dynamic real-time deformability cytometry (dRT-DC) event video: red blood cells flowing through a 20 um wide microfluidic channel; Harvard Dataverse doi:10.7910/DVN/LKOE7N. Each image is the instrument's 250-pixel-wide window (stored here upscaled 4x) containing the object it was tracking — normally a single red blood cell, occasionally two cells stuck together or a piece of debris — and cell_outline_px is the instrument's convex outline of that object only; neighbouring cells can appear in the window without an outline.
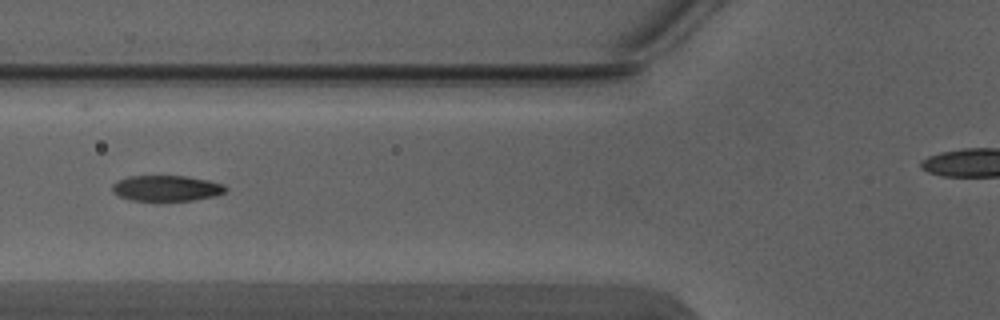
{"species": "Egyptian fruit bat (a non-hibernating species)", "species_latin": "Rousettus aegyptiacus", "temperature_condition": "warm", "stored_images_in_passage": 7, "camera_frame_rate_fps": 3000, "um_per_image_px": 0.085, "animal": {"sex": "male"}, "frame": {"image": 1, "passage_image": 3, "time_ms": 0.667, "image_size_px": [1000, 320], "cell_outline_px": [[228, 188], [224, 192], [216, 196], [196, 200], [128, 200], [112, 192], [112, 184], [116, 180], [128, 176], [188, 176], [208, 180], [224, 184]], "centroid_in_image_um": [14.15, 15.99], "position_along_channel_um": 111.6, "area_um2": 17.11}}
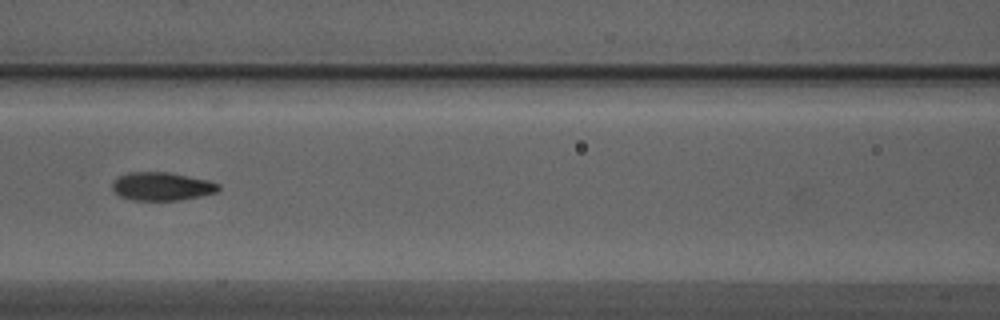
{"frame": {"image": 2, "passage_image": 4, "time_ms": 1.0, "image_size_px": [1000, 320], "cell_outline_px": [[220, 188], [216, 192], [200, 196], [180, 200], [132, 200], [120, 196], [112, 188], [112, 184], [116, 176], [128, 172], [168, 172], [208, 180], [220, 184]], "centroid_in_image_um": [13.74, 15.83], "position_along_channel_um": 152.9, "area_um2": 17.51}}
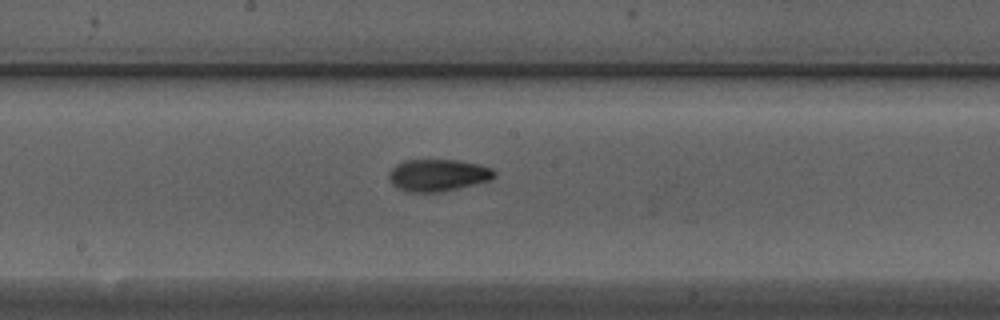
{"frame": {"image": 3, "passage_image": 7, "time_ms": 2.0, "image_size_px": [1000, 320], "cell_outline_px": [[496, 176], [492, 180], [476, 184], [440, 192], [408, 192], [396, 188], [392, 184], [388, 176], [388, 172], [396, 164], [404, 160], [456, 160], [480, 164], [492, 168], [496, 172]], "centroid_in_image_um": [37.23, 14.89], "position_along_channel_um": 211.0, "area_um2": 19.94}}